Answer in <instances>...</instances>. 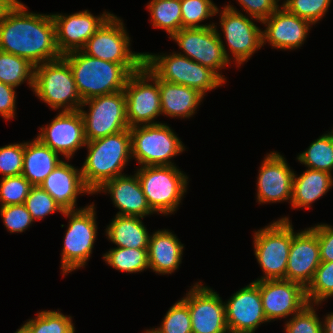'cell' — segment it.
I'll return each instance as SVG.
<instances>
[{"label":"cell","instance_id":"1","mask_svg":"<svg viewBox=\"0 0 333 333\" xmlns=\"http://www.w3.org/2000/svg\"><path fill=\"white\" fill-rule=\"evenodd\" d=\"M27 10L18 0L6 13L0 24V51L26 58L34 66L60 59L51 13Z\"/></svg>","mask_w":333,"mask_h":333},{"label":"cell","instance_id":"2","mask_svg":"<svg viewBox=\"0 0 333 333\" xmlns=\"http://www.w3.org/2000/svg\"><path fill=\"white\" fill-rule=\"evenodd\" d=\"M87 157L80 168L86 187L95 193L104 183L122 174L132 158L130 129L87 141Z\"/></svg>","mask_w":333,"mask_h":333},{"label":"cell","instance_id":"3","mask_svg":"<svg viewBox=\"0 0 333 333\" xmlns=\"http://www.w3.org/2000/svg\"><path fill=\"white\" fill-rule=\"evenodd\" d=\"M62 58L69 64L82 101L122 91L130 73L118 63L101 60L82 50Z\"/></svg>","mask_w":333,"mask_h":333},{"label":"cell","instance_id":"4","mask_svg":"<svg viewBox=\"0 0 333 333\" xmlns=\"http://www.w3.org/2000/svg\"><path fill=\"white\" fill-rule=\"evenodd\" d=\"M142 191L154 213L171 215L187 191L188 177L176 165L136 169Z\"/></svg>","mask_w":333,"mask_h":333},{"label":"cell","instance_id":"5","mask_svg":"<svg viewBox=\"0 0 333 333\" xmlns=\"http://www.w3.org/2000/svg\"><path fill=\"white\" fill-rule=\"evenodd\" d=\"M144 64L159 79L196 89L204 96L225 83L212 69L175 52L169 55L144 52Z\"/></svg>","mask_w":333,"mask_h":333},{"label":"cell","instance_id":"6","mask_svg":"<svg viewBox=\"0 0 333 333\" xmlns=\"http://www.w3.org/2000/svg\"><path fill=\"white\" fill-rule=\"evenodd\" d=\"M32 91L53 110L76 111L83 103L71 68L62 57L35 66Z\"/></svg>","mask_w":333,"mask_h":333},{"label":"cell","instance_id":"7","mask_svg":"<svg viewBox=\"0 0 333 333\" xmlns=\"http://www.w3.org/2000/svg\"><path fill=\"white\" fill-rule=\"evenodd\" d=\"M282 217L254 232V255L264 276L255 281L285 279L292 242V223Z\"/></svg>","mask_w":333,"mask_h":333},{"label":"cell","instance_id":"8","mask_svg":"<svg viewBox=\"0 0 333 333\" xmlns=\"http://www.w3.org/2000/svg\"><path fill=\"white\" fill-rule=\"evenodd\" d=\"M132 157L143 166L176 165L171 159L185 151L181 139L165 123L130 128Z\"/></svg>","mask_w":333,"mask_h":333},{"label":"cell","instance_id":"9","mask_svg":"<svg viewBox=\"0 0 333 333\" xmlns=\"http://www.w3.org/2000/svg\"><path fill=\"white\" fill-rule=\"evenodd\" d=\"M112 14L87 41L82 51L94 58L121 64L130 74L144 65V52L130 50V37L122 22Z\"/></svg>","mask_w":333,"mask_h":333},{"label":"cell","instance_id":"10","mask_svg":"<svg viewBox=\"0 0 333 333\" xmlns=\"http://www.w3.org/2000/svg\"><path fill=\"white\" fill-rule=\"evenodd\" d=\"M94 202L75 211H64L69 218L61 249V270L63 275L85 267L90 259L97 236Z\"/></svg>","mask_w":333,"mask_h":333},{"label":"cell","instance_id":"11","mask_svg":"<svg viewBox=\"0 0 333 333\" xmlns=\"http://www.w3.org/2000/svg\"><path fill=\"white\" fill-rule=\"evenodd\" d=\"M123 91L126 96V117L130 128L160 123L155 122V119L161 115L159 78L145 64L129 75Z\"/></svg>","mask_w":333,"mask_h":333},{"label":"cell","instance_id":"12","mask_svg":"<svg viewBox=\"0 0 333 333\" xmlns=\"http://www.w3.org/2000/svg\"><path fill=\"white\" fill-rule=\"evenodd\" d=\"M220 34L215 25L205 28H181L169 38L175 40L180 50H183V54H177L212 69L226 81L218 71L225 69L232 61Z\"/></svg>","mask_w":333,"mask_h":333},{"label":"cell","instance_id":"13","mask_svg":"<svg viewBox=\"0 0 333 333\" xmlns=\"http://www.w3.org/2000/svg\"><path fill=\"white\" fill-rule=\"evenodd\" d=\"M87 105L88 112L84 110ZM79 112L83 118L87 141L130 129L126 117V96L123 90L90 98L81 104Z\"/></svg>","mask_w":333,"mask_h":333},{"label":"cell","instance_id":"14","mask_svg":"<svg viewBox=\"0 0 333 333\" xmlns=\"http://www.w3.org/2000/svg\"><path fill=\"white\" fill-rule=\"evenodd\" d=\"M220 11L219 24L232 58L239 68L263 47L262 29L255 25L253 20L262 21L251 16L250 18L246 17L230 4Z\"/></svg>","mask_w":333,"mask_h":333},{"label":"cell","instance_id":"15","mask_svg":"<svg viewBox=\"0 0 333 333\" xmlns=\"http://www.w3.org/2000/svg\"><path fill=\"white\" fill-rule=\"evenodd\" d=\"M189 308L192 333H228L225 302L219 294L197 282L181 298Z\"/></svg>","mask_w":333,"mask_h":333},{"label":"cell","instance_id":"16","mask_svg":"<svg viewBox=\"0 0 333 333\" xmlns=\"http://www.w3.org/2000/svg\"><path fill=\"white\" fill-rule=\"evenodd\" d=\"M36 138L69 161L87 143L81 113L60 111L51 123L40 128Z\"/></svg>","mask_w":333,"mask_h":333},{"label":"cell","instance_id":"17","mask_svg":"<svg viewBox=\"0 0 333 333\" xmlns=\"http://www.w3.org/2000/svg\"><path fill=\"white\" fill-rule=\"evenodd\" d=\"M55 23L56 46L63 56L84 48L87 41L112 15L107 11L94 16L88 10L67 14H51Z\"/></svg>","mask_w":333,"mask_h":333},{"label":"cell","instance_id":"18","mask_svg":"<svg viewBox=\"0 0 333 333\" xmlns=\"http://www.w3.org/2000/svg\"><path fill=\"white\" fill-rule=\"evenodd\" d=\"M260 290L262 306L268 322L291 317L307 304L306 289L286 279L254 281Z\"/></svg>","mask_w":333,"mask_h":333},{"label":"cell","instance_id":"19","mask_svg":"<svg viewBox=\"0 0 333 333\" xmlns=\"http://www.w3.org/2000/svg\"><path fill=\"white\" fill-rule=\"evenodd\" d=\"M225 313L230 333H255L261 323L268 322L254 281L232 294L225 303Z\"/></svg>","mask_w":333,"mask_h":333},{"label":"cell","instance_id":"20","mask_svg":"<svg viewBox=\"0 0 333 333\" xmlns=\"http://www.w3.org/2000/svg\"><path fill=\"white\" fill-rule=\"evenodd\" d=\"M257 177V202L276 203L292 198L294 171L279 152L266 154Z\"/></svg>","mask_w":333,"mask_h":333},{"label":"cell","instance_id":"21","mask_svg":"<svg viewBox=\"0 0 333 333\" xmlns=\"http://www.w3.org/2000/svg\"><path fill=\"white\" fill-rule=\"evenodd\" d=\"M289 251L285 279L301 284L305 289L311 283L321 263L317 234L309 227L294 232Z\"/></svg>","mask_w":333,"mask_h":333},{"label":"cell","instance_id":"22","mask_svg":"<svg viewBox=\"0 0 333 333\" xmlns=\"http://www.w3.org/2000/svg\"><path fill=\"white\" fill-rule=\"evenodd\" d=\"M263 46L268 42L273 48L293 50L300 48L310 31L311 22L289 13L280 6L271 16L261 22Z\"/></svg>","mask_w":333,"mask_h":333},{"label":"cell","instance_id":"23","mask_svg":"<svg viewBox=\"0 0 333 333\" xmlns=\"http://www.w3.org/2000/svg\"><path fill=\"white\" fill-rule=\"evenodd\" d=\"M40 187L44 189L63 211H75L77 196L92 194L84 184L81 169L66 161L60 162L44 179Z\"/></svg>","mask_w":333,"mask_h":333},{"label":"cell","instance_id":"24","mask_svg":"<svg viewBox=\"0 0 333 333\" xmlns=\"http://www.w3.org/2000/svg\"><path fill=\"white\" fill-rule=\"evenodd\" d=\"M108 193L113 205L119 209L116 215L144 218L154 214L142 191L138 176L122 175L104 183L96 193Z\"/></svg>","mask_w":333,"mask_h":333},{"label":"cell","instance_id":"25","mask_svg":"<svg viewBox=\"0 0 333 333\" xmlns=\"http://www.w3.org/2000/svg\"><path fill=\"white\" fill-rule=\"evenodd\" d=\"M183 244L168 229L157 230L149 237V268L156 274H171L182 262Z\"/></svg>","mask_w":333,"mask_h":333},{"label":"cell","instance_id":"26","mask_svg":"<svg viewBox=\"0 0 333 333\" xmlns=\"http://www.w3.org/2000/svg\"><path fill=\"white\" fill-rule=\"evenodd\" d=\"M159 91L161 115L172 118L184 119L193 116L204 98V95L196 89L162 79H159Z\"/></svg>","mask_w":333,"mask_h":333},{"label":"cell","instance_id":"27","mask_svg":"<svg viewBox=\"0 0 333 333\" xmlns=\"http://www.w3.org/2000/svg\"><path fill=\"white\" fill-rule=\"evenodd\" d=\"M333 186V176L329 172L306 169L297 176L294 172L291 198L292 209L311 207L310 205L325 195Z\"/></svg>","mask_w":333,"mask_h":333},{"label":"cell","instance_id":"28","mask_svg":"<svg viewBox=\"0 0 333 333\" xmlns=\"http://www.w3.org/2000/svg\"><path fill=\"white\" fill-rule=\"evenodd\" d=\"M62 161L58 153L41 143L37 138L30 142H24L22 175L33 186H40Z\"/></svg>","mask_w":333,"mask_h":333},{"label":"cell","instance_id":"29","mask_svg":"<svg viewBox=\"0 0 333 333\" xmlns=\"http://www.w3.org/2000/svg\"><path fill=\"white\" fill-rule=\"evenodd\" d=\"M141 219L115 215L105 229L107 238L117 247L148 249L150 234Z\"/></svg>","mask_w":333,"mask_h":333},{"label":"cell","instance_id":"30","mask_svg":"<svg viewBox=\"0 0 333 333\" xmlns=\"http://www.w3.org/2000/svg\"><path fill=\"white\" fill-rule=\"evenodd\" d=\"M35 66L26 58L0 51V82L19 87L28 82L33 88Z\"/></svg>","mask_w":333,"mask_h":333},{"label":"cell","instance_id":"31","mask_svg":"<svg viewBox=\"0 0 333 333\" xmlns=\"http://www.w3.org/2000/svg\"><path fill=\"white\" fill-rule=\"evenodd\" d=\"M147 9L152 26L164 29L170 37L182 28L181 0H151Z\"/></svg>","mask_w":333,"mask_h":333},{"label":"cell","instance_id":"32","mask_svg":"<svg viewBox=\"0 0 333 333\" xmlns=\"http://www.w3.org/2000/svg\"><path fill=\"white\" fill-rule=\"evenodd\" d=\"M297 160L307 168L326 171L332 174L333 171V136L330 132L319 136L312 142L307 150L297 156Z\"/></svg>","mask_w":333,"mask_h":333},{"label":"cell","instance_id":"33","mask_svg":"<svg viewBox=\"0 0 333 333\" xmlns=\"http://www.w3.org/2000/svg\"><path fill=\"white\" fill-rule=\"evenodd\" d=\"M103 258L113 269L126 273H138L149 269L148 249L116 247L108 250Z\"/></svg>","mask_w":333,"mask_h":333},{"label":"cell","instance_id":"34","mask_svg":"<svg viewBox=\"0 0 333 333\" xmlns=\"http://www.w3.org/2000/svg\"><path fill=\"white\" fill-rule=\"evenodd\" d=\"M72 317L64 315L59 310H43L37 317L29 319L23 326L30 333H75Z\"/></svg>","mask_w":333,"mask_h":333},{"label":"cell","instance_id":"35","mask_svg":"<svg viewBox=\"0 0 333 333\" xmlns=\"http://www.w3.org/2000/svg\"><path fill=\"white\" fill-rule=\"evenodd\" d=\"M220 11L211 0H181L182 28H205L215 26L214 23L200 24Z\"/></svg>","mask_w":333,"mask_h":333},{"label":"cell","instance_id":"36","mask_svg":"<svg viewBox=\"0 0 333 333\" xmlns=\"http://www.w3.org/2000/svg\"><path fill=\"white\" fill-rule=\"evenodd\" d=\"M332 296L333 262H321L311 283L306 288V298L309 304L319 306L324 300Z\"/></svg>","mask_w":333,"mask_h":333},{"label":"cell","instance_id":"37","mask_svg":"<svg viewBox=\"0 0 333 333\" xmlns=\"http://www.w3.org/2000/svg\"><path fill=\"white\" fill-rule=\"evenodd\" d=\"M150 330L153 333H192L188 305L182 299L177 301L169 308L161 325Z\"/></svg>","mask_w":333,"mask_h":333},{"label":"cell","instance_id":"38","mask_svg":"<svg viewBox=\"0 0 333 333\" xmlns=\"http://www.w3.org/2000/svg\"><path fill=\"white\" fill-rule=\"evenodd\" d=\"M32 187L33 185L22 174L2 177L0 181V207L24 204Z\"/></svg>","mask_w":333,"mask_h":333},{"label":"cell","instance_id":"39","mask_svg":"<svg viewBox=\"0 0 333 333\" xmlns=\"http://www.w3.org/2000/svg\"><path fill=\"white\" fill-rule=\"evenodd\" d=\"M332 0H285L282 7L289 13L306 19L313 25L328 12Z\"/></svg>","mask_w":333,"mask_h":333},{"label":"cell","instance_id":"40","mask_svg":"<svg viewBox=\"0 0 333 333\" xmlns=\"http://www.w3.org/2000/svg\"><path fill=\"white\" fill-rule=\"evenodd\" d=\"M24 204L33 221L42 220L48 214L55 212L64 213L55 200L40 186L32 187Z\"/></svg>","mask_w":333,"mask_h":333},{"label":"cell","instance_id":"41","mask_svg":"<svg viewBox=\"0 0 333 333\" xmlns=\"http://www.w3.org/2000/svg\"><path fill=\"white\" fill-rule=\"evenodd\" d=\"M307 304L285 323V333H323L322 321L316 313V307Z\"/></svg>","mask_w":333,"mask_h":333},{"label":"cell","instance_id":"42","mask_svg":"<svg viewBox=\"0 0 333 333\" xmlns=\"http://www.w3.org/2000/svg\"><path fill=\"white\" fill-rule=\"evenodd\" d=\"M24 143L0 147V173L2 177L21 175L23 171Z\"/></svg>","mask_w":333,"mask_h":333},{"label":"cell","instance_id":"43","mask_svg":"<svg viewBox=\"0 0 333 333\" xmlns=\"http://www.w3.org/2000/svg\"><path fill=\"white\" fill-rule=\"evenodd\" d=\"M0 215L10 233L24 232L34 222L25 204L2 206Z\"/></svg>","mask_w":333,"mask_h":333},{"label":"cell","instance_id":"44","mask_svg":"<svg viewBox=\"0 0 333 333\" xmlns=\"http://www.w3.org/2000/svg\"><path fill=\"white\" fill-rule=\"evenodd\" d=\"M246 14L260 21L271 16L280 6V0H236Z\"/></svg>","mask_w":333,"mask_h":333},{"label":"cell","instance_id":"45","mask_svg":"<svg viewBox=\"0 0 333 333\" xmlns=\"http://www.w3.org/2000/svg\"><path fill=\"white\" fill-rule=\"evenodd\" d=\"M310 228L317 234L321 262H333V227L321 223Z\"/></svg>","mask_w":333,"mask_h":333},{"label":"cell","instance_id":"46","mask_svg":"<svg viewBox=\"0 0 333 333\" xmlns=\"http://www.w3.org/2000/svg\"><path fill=\"white\" fill-rule=\"evenodd\" d=\"M15 87L0 82V115L6 120L15 118L16 92Z\"/></svg>","mask_w":333,"mask_h":333},{"label":"cell","instance_id":"47","mask_svg":"<svg viewBox=\"0 0 333 333\" xmlns=\"http://www.w3.org/2000/svg\"><path fill=\"white\" fill-rule=\"evenodd\" d=\"M18 0H0V24L6 13L13 7Z\"/></svg>","mask_w":333,"mask_h":333},{"label":"cell","instance_id":"48","mask_svg":"<svg viewBox=\"0 0 333 333\" xmlns=\"http://www.w3.org/2000/svg\"><path fill=\"white\" fill-rule=\"evenodd\" d=\"M323 333H333V312H330L325 316L322 322Z\"/></svg>","mask_w":333,"mask_h":333},{"label":"cell","instance_id":"49","mask_svg":"<svg viewBox=\"0 0 333 333\" xmlns=\"http://www.w3.org/2000/svg\"><path fill=\"white\" fill-rule=\"evenodd\" d=\"M15 333H30L23 325Z\"/></svg>","mask_w":333,"mask_h":333},{"label":"cell","instance_id":"50","mask_svg":"<svg viewBox=\"0 0 333 333\" xmlns=\"http://www.w3.org/2000/svg\"><path fill=\"white\" fill-rule=\"evenodd\" d=\"M144 333H153L150 329L148 330H146Z\"/></svg>","mask_w":333,"mask_h":333}]
</instances>
